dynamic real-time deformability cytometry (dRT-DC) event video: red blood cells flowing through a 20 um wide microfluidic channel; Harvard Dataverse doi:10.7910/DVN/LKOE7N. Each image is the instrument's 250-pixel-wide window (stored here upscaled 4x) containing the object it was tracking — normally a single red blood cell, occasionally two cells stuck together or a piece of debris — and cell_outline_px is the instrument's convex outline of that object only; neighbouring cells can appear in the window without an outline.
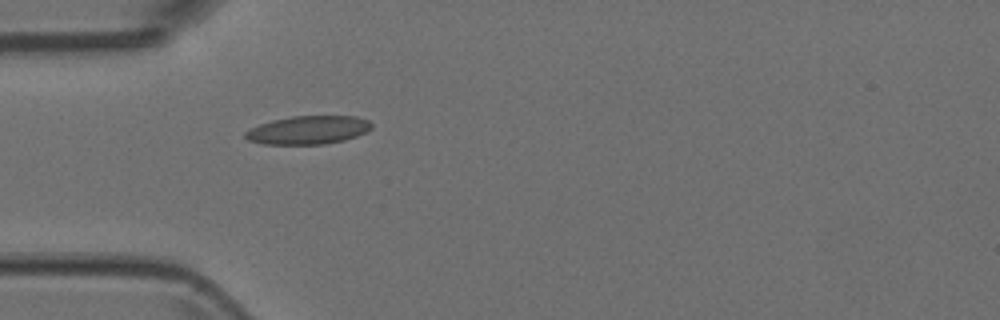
{"species": "Egyptian fruit bat (a non-hibernating species)", "species_latin": "Rousettus aegyptiacus", "temperature_condition": "room temperature", "stored_images_in_passage": 5, "camera_frame_rate_fps": 3000, "um_per_image_px": 0.085, "animal": {"sex": "female"}, "frame": {"image": 1, "passage_image": 5, "time_ms": 1.333, "image_size_px": [1000, 320], "cell_outline_px": [[372, 128], [356, 136], [344, 140], [324, 144], [260, 144], [248, 140], [244, 136], [244, 132], [260, 124], [272, 120], [292, 116], [356, 116], [368, 120], [372, 124]], "centroid_in_image_um": [26.18, 11.05], "position_along_channel_um": 58.8, "area_um2": 20.81}}